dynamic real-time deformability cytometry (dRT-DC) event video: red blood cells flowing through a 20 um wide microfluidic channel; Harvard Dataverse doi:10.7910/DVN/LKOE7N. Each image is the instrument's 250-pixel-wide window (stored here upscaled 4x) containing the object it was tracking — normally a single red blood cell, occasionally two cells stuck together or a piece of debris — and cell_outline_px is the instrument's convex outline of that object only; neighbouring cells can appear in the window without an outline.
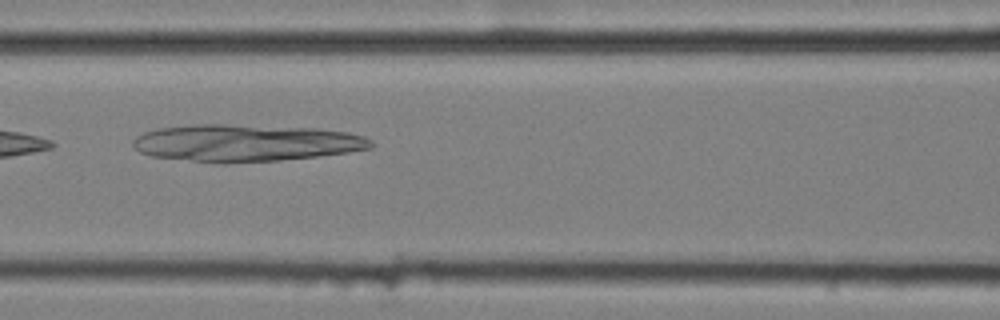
{"species": "common noctule bat (a hibernating species)", "species_latin": "Nyctalus noctula", "temperature_condition": "cold", "stored_images_in_passage": 7, "camera_frame_rate_fps": 3000, "um_per_image_px": 0.085, "animal": {"sex": "female", "body_mass_g": 25.1}, "frame": {"image": 1, "passage_image": 6, "time_ms": 1.667, "image_size_px": [1000, 320], "cell_outline_px": [[376, 144], [372, 148], [348, 152], [316, 156], [280, 160], [228, 164], [216, 164], [152, 156], [140, 152], [132, 144], [132, 140], [136, 136], [144, 132], [156, 128], [192, 124], [224, 124], [316, 128], [348, 132], [364, 136], [372, 140]], "centroid_in_image_um": [20.87, 12.15], "position_along_channel_um": 145.7, "area_um2": 52.08}}